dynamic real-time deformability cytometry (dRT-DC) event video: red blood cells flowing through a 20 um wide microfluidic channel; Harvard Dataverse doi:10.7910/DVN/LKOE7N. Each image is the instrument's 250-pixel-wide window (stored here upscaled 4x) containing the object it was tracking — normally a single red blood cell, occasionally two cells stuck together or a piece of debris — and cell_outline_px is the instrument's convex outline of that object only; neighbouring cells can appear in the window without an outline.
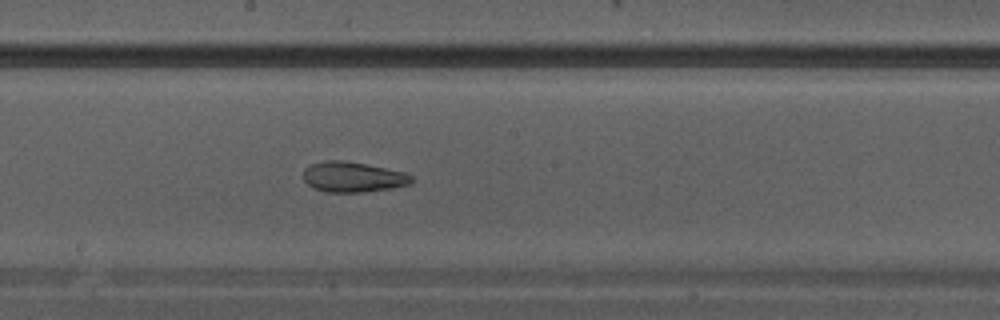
{"species": "Egyptian fruit bat (a non-hibernating species)", "species_latin": "Rousettus aegyptiacus", "temperature_condition": "warm", "stored_images_in_passage": 23, "camera_frame_rate_fps": 3000, "um_per_image_px": 0.085, "animal": {"sex": "male"}, "frame": {"image": 1, "passage_image": 10, "time_ms": 3.0, "image_size_px": [1000, 320], "cell_outline_px": [[412, 184], [392, 188], [364, 192], [328, 192], [312, 188], [304, 180], [304, 168], [312, 164], [324, 160], [340, 160], [368, 164], [404, 172], [412, 176]], "centroid_in_image_um": [30.0, 15.04], "position_along_channel_um": 218.2, "area_um2": 19.19}}